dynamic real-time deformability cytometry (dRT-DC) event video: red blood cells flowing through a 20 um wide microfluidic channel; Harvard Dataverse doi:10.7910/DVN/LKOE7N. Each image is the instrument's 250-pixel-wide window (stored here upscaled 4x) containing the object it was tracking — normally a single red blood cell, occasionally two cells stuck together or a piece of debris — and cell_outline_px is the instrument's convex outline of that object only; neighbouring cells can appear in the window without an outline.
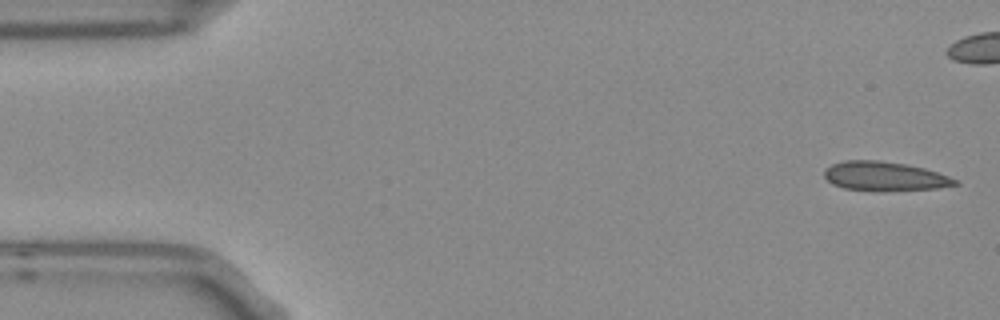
{"species": "Egyptian fruit bat (a non-hibernating species)", "species_latin": "Rousettus aegyptiacus", "temperature_condition": "room temperature", "stored_images_in_passage": 5, "camera_frame_rate_fps": 3000, "um_per_image_px": 0.085, "frame": {"image": 1, "passage_image": 1, "time_ms": 0.0, "image_size_px": [1000, 320], "cell_outline_px": [[960, 184], [936, 188], [884, 192], [876, 192], [844, 188], [832, 184], [824, 176], [824, 168], [832, 164], [844, 160], [880, 160], [908, 164], [924, 168], [960, 180]], "centroid_in_image_um": [75.19, 14.99], "position_along_channel_um": 9.8, "area_um2": 22.72}}